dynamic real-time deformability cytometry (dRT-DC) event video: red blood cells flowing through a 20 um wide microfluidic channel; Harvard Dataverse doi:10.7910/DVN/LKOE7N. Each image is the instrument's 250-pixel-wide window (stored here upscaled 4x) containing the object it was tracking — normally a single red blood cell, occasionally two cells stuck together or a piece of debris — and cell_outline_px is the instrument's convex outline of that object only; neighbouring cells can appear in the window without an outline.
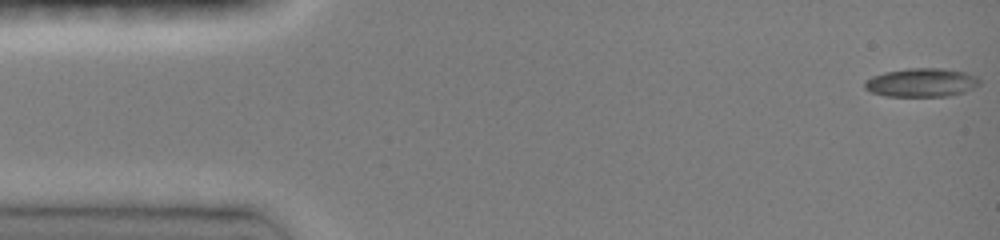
{"species": "common noctule bat (a hibernating species)", "species_latin": "Nyctalus noctula", "temperature_condition": "room temperature", "stored_images_in_passage": 46, "camera_frame_rate_fps": 3000, "um_per_image_px": 0.085, "animal": {"sex": "female", "body_mass_g": 19.0, "forearm_length_mm": 51.5}, "frame": {"image": 1, "passage_image": 1, "time_ms": 0.0, "image_size_px": [1000, 240], "cell_outline_px": [[980, 84], [964, 92], [948, 96], [884, 96], [872, 92], [864, 88], [864, 80], [872, 76], [884, 72], [908, 68], [944, 68], [964, 72], [976, 76], [980, 80]], "centroid_in_image_um": [78.3, 7.01], "position_along_channel_um": 6.7, "area_um2": 19.25}}
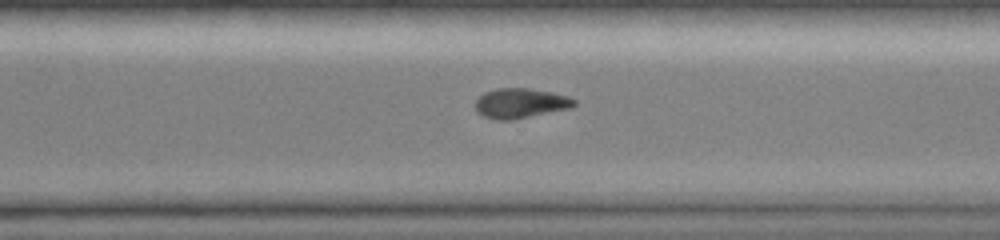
{"frame": {"image": 2, "passage_image": 33, "time_ms": 10.667, "image_size_px": [1000, 240], "cell_outline_px": [[576, 104], [572, 108], [512, 120], [500, 120], [484, 116], [476, 112], [476, 100], [484, 92], [496, 88], [528, 88], [548, 92], [564, 96], [576, 100]], "centroid_in_image_um": [44.22, 8.78], "position_along_channel_um": 326.4, "area_um2": 17.05}}
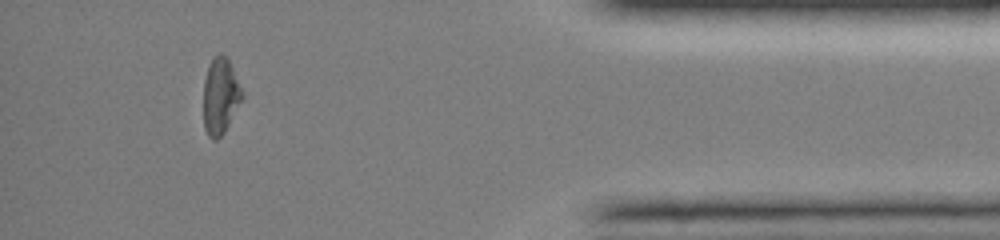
{"frame": {"image": 3, "passage_image": 42, "time_ms": 13.667, "image_size_px": [1000, 240], "cell_outline_px": [[244, 96], [224, 132], [216, 140], [212, 140], [208, 136], [204, 128], [204, 80], [208, 64], [212, 56], [220, 52], [228, 60], [244, 92]], "centroid_in_image_um": [18.72, 8.15], "position_along_channel_um": 416.5, "area_um2": 17.22}, "authors_computed_cell_mechanics": {"area_um2": 17.5423, "velocity_mm_per_s": 4.1305, "shape_relaxation_time_tau1_ms": 6.8688, "shape_relaxation_time_tau2_ms": null, "deformation_change_tau1": 0.2167, "deformation_change_tau2": null}}